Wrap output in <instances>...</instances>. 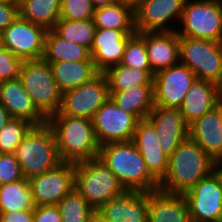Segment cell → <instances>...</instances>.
<instances>
[{"label": "cell", "mask_w": 222, "mask_h": 222, "mask_svg": "<svg viewBox=\"0 0 222 222\" xmlns=\"http://www.w3.org/2000/svg\"><path fill=\"white\" fill-rule=\"evenodd\" d=\"M91 0H61L60 18L66 20H91L94 15Z\"/></svg>", "instance_id": "36"}, {"label": "cell", "mask_w": 222, "mask_h": 222, "mask_svg": "<svg viewBox=\"0 0 222 222\" xmlns=\"http://www.w3.org/2000/svg\"><path fill=\"white\" fill-rule=\"evenodd\" d=\"M15 155L24 178L28 180L62 163L55 133L47 122L30 129L17 147Z\"/></svg>", "instance_id": "4"}, {"label": "cell", "mask_w": 222, "mask_h": 222, "mask_svg": "<svg viewBox=\"0 0 222 222\" xmlns=\"http://www.w3.org/2000/svg\"><path fill=\"white\" fill-rule=\"evenodd\" d=\"M184 3L185 0H145L134 9L136 33L176 31L179 24L173 25L180 22Z\"/></svg>", "instance_id": "14"}, {"label": "cell", "mask_w": 222, "mask_h": 222, "mask_svg": "<svg viewBox=\"0 0 222 222\" xmlns=\"http://www.w3.org/2000/svg\"><path fill=\"white\" fill-rule=\"evenodd\" d=\"M213 173L218 178L222 188V158L213 162Z\"/></svg>", "instance_id": "42"}, {"label": "cell", "mask_w": 222, "mask_h": 222, "mask_svg": "<svg viewBox=\"0 0 222 222\" xmlns=\"http://www.w3.org/2000/svg\"><path fill=\"white\" fill-rule=\"evenodd\" d=\"M3 46V43H2V32H0V47Z\"/></svg>", "instance_id": "48"}, {"label": "cell", "mask_w": 222, "mask_h": 222, "mask_svg": "<svg viewBox=\"0 0 222 222\" xmlns=\"http://www.w3.org/2000/svg\"><path fill=\"white\" fill-rule=\"evenodd\" d=\"M22 60L6 47H0V82L19 78Z\"/></svg>", "instance_id": "37"}, {"label": "cell", "mask_w": 222, "mask_h": 222, "mask_svg": "<svg viewBox=\"0 0 222 222\" xmlns=\"http://www.w3.org/2000/svg\"><path fill=\"white\" fill-rule=\"evenodd\" d=\"M196 79V75L180 62L158 71L153 77L154 106L179 108Z\"/></svg>", "instance_id": "12"}, {"label": "cell", "mask_w": 222, "mask_h": 222, "mask_svg": "<svg viewBox=\"0 0 222 222\" xmlns=\"http://www.w3.org/2000/svg\"><path fill=\"white\" fill-rule=\"evenodd\" d=\"M179 58L197 79L222 86V42L180 37Z\"/></svg>", "instance_id": "8"}, {"label": "cell", "mask_w": 222, "mask_h": 222, "mask_svg": "<svg viewBox=\"0 0 222 222\" xmlns=\"http://www.w3.org/2000/svg\"><path fill=\"white\" fill-rule=\"evenodd\" d=\"M19 16V5L0 1V32Z\"/></svg>", "instance_id": "40"}, {"label": "cell", "mask_w": 222, "mask_h": 222, "mask_svg": "<svg viewBox=\"0 0 222 222\" xmlns=\"http://www.w3.org/2000/svg\"><path fill=\"white\" fill-rule=\"evenodd\" d=\"M135 29H96L90 47L91 59L100 73L121 63L128 40Z\"/></svg>", "instance_id": "16"}, {"label": "cell", "mask_w": 222, "mask_h": 222, "mask_svg": "<svg viewBox=\"0 0 222 222\" xmlns=\"http://www.w3.org/2000/svg\"><path fill=\"white\" fill-rule=\"evenodd\" d=\"M50 65L62 93L90 81L99 73L93 61H59L51 62Z\"/></svg>", "instance_id": "25"}, {"label": "cell", "mask_w": 222, "mask_h": 222, "mask_svg": "<svg viewBox=\"0 0 222 222\" xmlns=\"http://www.w3.org/2000/svg\"><path fill=\"white\" fill-rule=\"evenodd\" d=\"M10 113L6 108L0 103V130L3 126L11 119Z\"/></svg>", "instance_id": "43"}, {"label": "cell", "mask_w": 222, "mask_h": 222, "mask_svg": "<svg viewBox=\"0 0 222 222\" xmlns=\"http://www.w3.org/2000/svg\"><path fill=\"white\" fill-rule=\"evenodd\" d=\"M47 123L55 133L62 162L78 163L98 157L100 145L91 119L52 115Z\"/></svg>", "instance_id": "3"}, {"label": "cell", "mask_w": 222, "mask_h": 222, "mask_svg": "<svg viewBox=\"0 0 222 222\" xmlns=\"http://www.w3.org/2000/svg\"><path fill=\"white\" fill-rule=\"evenodd\" d=\"M179 23V37L222 42V0H185Z\"/></svg>", "instance_id": "7"}, {"label": "cell", "mask_w": 222, "mask_h": 222, "mask_svg": "<svg viewBox=\"0 0 222 222\" xmlns=\"http://www.w3.org/2000/svg\"><path fill=\"white\" fill-rule=\"evenodd\" d=\"M34 208L28 179L5 183L0 187V213Z\"/></svg>", "instance_id": "31"}, {"label": "cell", "mask_w": 222, "mask_h": 222, "mask_svg": "<svg viewBox=\"0 0 222 222\" xmlns=\"http://www.w3.org/2000/svg\"><path fill=\"white\" fill-rule=\"evenodd\" d=\"M3 185V182H2V180H1V178H0V187Z\"/></svg>", "instance_id": "50"}, {"label": "cell", "mask_w": 222, "mask_h": 222, "mask_svg": "<svg viewBox=\"0 0 222 222\" xmlns=\"http://www.w3.org/2000/svg\"><path fill=\"white\" fill-rule=\"evenodd\" d=\"M120 64L139 70H151L145 40L138 33L128 40Z\"/></svg>", "instance_id": "35"}, {"label": "cell", "mask_w": 222, "mask_h": 222, "mask_svg": "<svg viewBox=\"0 0 222 222\" xmlns=\"http://www.w3.org/2000/svg\"><path fill=\"white\" fill-rule=\"evenodd\" d=\"M213 162L203 148L188 137L169 157L166 174L159 182V190L185 195L213 172Z\"/></svg>", "instance_id": "1"}, {"label": "cell", "mask_w": 222, "mask_h": 222, "mask_svg": "<svg viewBox=\"0 0 222 222\" xmlns=\"http://www.w3.org/2000/svg\"><path fill=\"white\" fill-rule=\"evenodd\" d=\"M138 34L145 40L149 64L155 74L180 62V37L177 31Z\"/></svg>", "instance_id": "21"}, {"label": "cell", "mask_w": 222, "mask_h": 222, "mask_svg": "<svg viewBox=\"0 0 222 222\" xmlns=\"http://www.w3.org/2000/svg\"><path fill=\"white\" fill-rule=\"evenodd\" d=\"M126 4L131 6L133 9L137 8L145 0H123Z\"/></svg>", "instance_id": "46"}, {"label": "cell", "mask_w": 222, "mask_h": 222, "mask_svg": "<svg viewBox=\"0 0 222 222\" xmlns=\"http://www.w3.org/2000/svg\"><path fill=\"white\" fill-rule=\"evenodd\" d=\"M0 103L12 118L26 120L34 126L47 122V119L34 106L19 78L0 82Z\"/></svg>", "instance_id": "22"}, {"label": "cell", "mask_w": 222, "mask_h": 222, "mask_svg": "<svg viewBox=\"0 0 222 222\" xmlns=\"http://www.w3.org/2000/svg\"><path fill=\"white\" fill-rule=\"evenodd\" d=\"M221 100L212 110L189 124L188 137L215 161L222 158Z\"/></svg>", "instance_id": "20"}, {"label": "cell", "mask_w": 222, "mask_h": 222, "mask_svg": "<svg viewBox=\"0 0 222 222\" xmlns=\"http://www.w3.org/2000/svg\"><path fill=\"white\" fill-rule=\"evenodd\" d=\"M98 158L116 175L125 190H159V183L148 172L141 153L132 141L101 145Z\"/></svg>", "instance_id": "2"}, {"label": "cell", "mask_w": 222, "mask_h": 222, "mask_svg": "<svg viewBox=\"0 0 222 222\" xmlns=\"http://www.w3.org/2000/svg\"><path fill=\"white\" fill-rule=\"evenodd\" d=\"M154 74L152 70H139L122 64L115 65L105 72L109 92H120L133 86L153 85Z\"/></svg>", "instance_id": "30"}, {"label": "cell", "mask_w": 222, "mask_h": 222, "mask_svg": "<svg viewBox=\"0 0 222 222\" xmlns=\"http://www.w3.org/2000/svg\"><path fill=\"white\" fill-rule=\"evenodd\" d=\"M19 79L36 109L46 119L59 112L62 92L49 62L43 58L23 61Z\"/></svg>", "instance_id": "6"}, {"label": "cell", "mask_w": 222, "mask_h": 222, "mask_svg": "<svg viewBox=\"0 0 222 222\" xmlns=\"http://www.w3.org/2000/svg\"><path fill=\"white\" fill-rule=\"evenodd\" d=\"M33 222H62L56 205H39L33 209Z\"/></svg>", "instance_id": "39"}, {"label": "cell", "mask_w": 222, "mask_h": 222, "mask_svg": "<svg viewBox=\"0 0 222 222\" xmlns=\"http://www.w3.org/2000/svg\"><path fill=\"white\" fill-rule=\"evenodd\" d=\"M33 126L26 120L11 118L0 130V153L15 154L17 147Z\"/></svg>", "instance_id": "34"}, {"label": "cell", "mask_w": 222, "mask_h": 222, "mask_svg": "<svg viewBox=\"0 0 222 222\" xmlns=\"http://www.w3.org/2000/svg\"><path fill=\"white\" fill-rule=\"evenodd\" d=\"M138 119L110 97L95 113L92 123L98 144L132 141Z\"/></svg>", "instance_id": "10"}, {"label": "cell", "mask_w": 222, "mask_h": 222, "mask_svg": "<svg viewBox=\"0 0 222 222\" xmlns=\"http://www.w3.org/2000/svg\"><path fill=\"white\" fill-rule=\"evenodd\" d=\"M97 211L108 222H148V192L126 190Z\"/></svg>", "instance_id": "19"}, {"label": "cell", "mask_w": 222, "mask_h": 222, "mask_svg": "<svg viewBox=\"0 0 222 222\" xmlns=\"http://www.w3.org/2000/svg\"><path fill=\"white\" fill-rule=\"evenodd\" d=\"M93 21L96 29H135L134 9L123 0L96 8Z\"/></svg>", "instance_id": "29"}, {"label": "cell", "mask_w": 222, "mask_h": 222, "mask_svg": "<svg viewBox=\"0 0 222 222\" xmlns=\"http://www.w3.org/2000/svg\"><path fill=\"white\" fill-rule=\"evenodd\" d=\"M0 222H33V209L2 212Z\"/></svg>", "instance_id": "41"}, {"label": "cell", "mask_w": 222, "mask_h": 222, "mask_svg": "<svg viewBox=\"0 0 222 222\" xmlns=\"http://www.w3.org/2000/svg\"><path fill=\"white\" fill-rule=\"evenodd\" d=\"M148 222H193L184 195L148 192Z\"/></svg>", "instance_id": "24"}, {"label": "cell", "mask_w": 222, "mask_h": 222, "mask_svg": "<svg viewBox=\"0 0 222 222\" xmlns=\"http://www.w3.org/2000/svg\"><path fill=\"white\" fill-rule=\"evenodd\" d=\"M184 197L193 222L222 220V188L213 172L200 180Z\"/></svg>", "instance_id": "15"}, {"label": "cell", "mask_w": 222, "mask_h": 222, "mask_svg": "<svg viewBox=\"0 0 222 222\" xmlns=\"http://www.w3.org/2000/svg\"><path fill=\"white\" fill-rule=\"evenodd\" d=\"M74 188L95 211L126 191L116 175L98 157L75 163Z\"/></svg>", "instance_id": "5"}, {"label": "cell", "mask_w": 222, "mask_h": 222, "mask_svg": "<svg viewBox=\"0 0 222 222\" xmlns=\"http://www.w3.org/2000/svg\"><path fill=\"white\" fill-rule=\"evenodd\" d=\"M146 119L154 126L160 147L168 157L188 138L189 124L179 108L154 106Z\"/></svg>", "instance_id": "17"}, {"label": "cell", "mask_w": 222, "mask_h": 222, "mask_svg": "<svg viewBox=\"0 0 222 222\" xmlns=\"http://www.w3.org/2000/svg\"><path fill=\"white\" fill-rule=\"evenodd\" d=\"M0 1L9 2V3H12V4L19 5L21 0H0Z\"/></svg>", "instance_id": "47"}, {"label": "cell", "mask_w": 222, "mask_h": 222, "mask_svg": "<svg viewBox=\"0 0 222 222\" xmlns=\"http://www.w3.org/2000/svg\"><path fill=\"white\" fill-rule=\"evenodd\" d=\"M220 100V86L210 81L196 79L185 95L179 110L185 121L190 124L216 107Z\"/></svg>", "instance_id": "23"}, {"label": "cell", "mask_w": 222, "mask_h": 222, "mask_svg": "<svg viewBox=\"0 0 222 222\" xmlns=\"http://www.w3.org/2000/svg\"><path fill=\"white\" fill-rule=\"evenodd\" d=\"M88 222H108L98 211H95Z\"/></svg>", "instance_id": "45"}, {"label": "cell", "mask_w": 222, "mask_h": 222, "mask_svg": "<svg viewBox=\"0 0 222 222\" xmlns=\"http://www.w3.org/2000/svg\"><path fill=\"white\" fill-rule=\"evenodd\" d=\"M52 30L63 39L83 45L90 50L96 27L93 19L75 21L60 18Z\"/></svg>", "instance_id": "32"}, {"label": "cell", "mask_w": 222, "mask_h": 222, "mask_svg": "<svg viewBox=\"0 0 222 222\" xmlns=\"http://www.w3.org/2000/svg\"><path fill=\"white\" fill-rule=\"evenodd\" d=\"M62 222H88L95 210L86 199L74 188L56 205Z\"/></svg>", "instance_id": "33"}, {"label": "cell", "mask_w": 222, "mask_h": 222, "mask_svg": "<svg viewBox=\"0 0 222 222\" xmlns=\"http://www.w3.org/2000/svg\"><path fill=\"white\" fill-rule=\"evenodd\" d=\"M117 1L119 0H91L92 5L94 6L95 9L99 7H104L109 4H113Z\"/></svg>", "instance_id": "44"}, {"label": "cell", "mask_w": 222, "mask_h": 222, "mask_svg": "<svg viewBox=\"0 0 222 222\" xmlns=\"http://www.w3.org/2000/svg\"><path fill=\"white\" fill-rule=\"evenodd\" d=\"M221 122H222V99H221ZM222 130V128H221Z\"/></svg>", "instance_id": "49"}, {"label": "cell", "mask_w": 222, "mask_h": 222, "mask_svg": "<svg viewBox=\"0 0 222 222\" xmlns=\"http://www.w3.org/2000/svg\"><path fill=\"white\" fill-rule=\"evenodd\" d=\"M0 178L3 184L25 179L15 154L0 153Z\"/></svg>", "instance_id": "38"}, {"label": "cell", "mask_w": 222, "mask_h": 222, "mask_svg": "<svg viewBox=\"0 0 222 222\" xmlns=\"http://www.w3.org/2000/svg\"><path fill=\"white\" fill-rule=\"evenodd\" d=\"M42 58L49 63L59 61H93L87 47L63 39L52 29L47 30Z\"/></svg>", "instance_id": "27"}, {"label": "cell", "mask_w": 222, "mask_h": 222, "mask_svg": "<svg viewBox=\"0 0 222 222\" xmlns=\"http://www.w3.org/2000/svg\"><path fill=\"white\" fill-rule=\"evenodd\" d=\"M61 0H21L19 16L33 24L51 30L60 19Z\"/></svg>", "instance_id": "28"}, {"label": "cell", "mask_w": 222, "mask_h": 222, "mask_svg": "<svg viewBox=\"0 0 222 222\" xmlns=\"http://www.w3.org/2000/svg\"><path fill=\"white\" fill-rule=\"evenodd\" d=\"M119 108L133 114L138 120L146 119L154 108L153 85L133 86L120 92H109Z\"/></svg>", "instance_id": "26"}, {"label": "cell", "mask_w": 222, "mask_h": 222, "mask_svg": "<svg viewBox=\"0 0 222 222\" xmlns=\"http://www.w3.org/2000/svg\"><path fill=\"white\" fill-rule=\"evenodd\" d=\"M47 30L18 16L2 31V43L22 61L41 59Z\"/></svg>", "instance_id": "11"}, {"label": "cell", "mask_w": 222, "mask_h": 222, "mask_svg": "<svg viewBox=\"0 0 222 222\" xmlns=\"http://www.w3.org/2000/svg\"><path fill=\"white\" fill-rule=\"evenodd\" d=\"M132 142L141 153L150 175L159 183L165 176L169 157L159 144L154 126L147 120H139Z\"/></svg>", "instance_id": "18"}, {"label": "cell", "mask_w": 222, "mask_h": 222, "mask_svg": "<svg viewBox=\"0 0 222 222\" xmlns=\"http://www.w3.org/2000/svg\"><path fill=\"white\" fill-rule=\"evenodd\" d=\"M29 183L35 206L57 205L74 189L75 163L62 162L54 169L31 177Z\"/></svg>", "instance_id": "13"}, {"label": "cell", "mask_w": 222, "mask_h": 222, "mask_svg": "<svg viewBox=\"0 0 222 222\" xmlns=\"http://www.w3.org/2000/svg\"><path fill=\"white\" fill-rule=\"evenodd\" d=\"M110 98L109 83L105 73H98L90 81L62 93L59 112L66 115L93 119L97 110Z\"/></svg>", "instance_id": "9"}]
</instances>
